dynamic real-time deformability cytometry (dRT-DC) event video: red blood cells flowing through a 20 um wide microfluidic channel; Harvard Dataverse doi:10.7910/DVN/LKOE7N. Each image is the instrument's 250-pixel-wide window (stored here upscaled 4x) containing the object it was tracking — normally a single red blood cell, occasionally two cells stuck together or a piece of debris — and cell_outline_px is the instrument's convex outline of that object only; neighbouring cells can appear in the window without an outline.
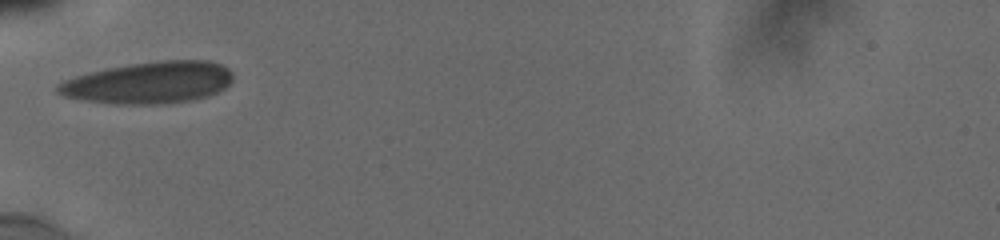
{"species": "human", "species_latin": "Homo sapiens", "temperature_condition": "cold", "stored_images_in_passage": 24, "camera_frame_rate_fps": 3000, "um_per_image_px": 0.085, "donor": {"sex": "male"}, "frame": {"image": 1, "passage_image": 1, "time_ms": 0.0, "image_size_px": [1000, 240], "cell_outline_px": [[232, 80], [224, 88], [208, 96], [192, 100], [156, 104], [116, 104], [84, 100], [64, 96], [56, 92], [56, 84], [64, 80], [88, 72], [128, 64], [160, 60], [208, 60], [220, 64], [228, 68], [232, 72]], "centroid_in_image_um": [12.64, 7.01], "position_along_channel_um": 72.4, "area_um2": 42.66}}
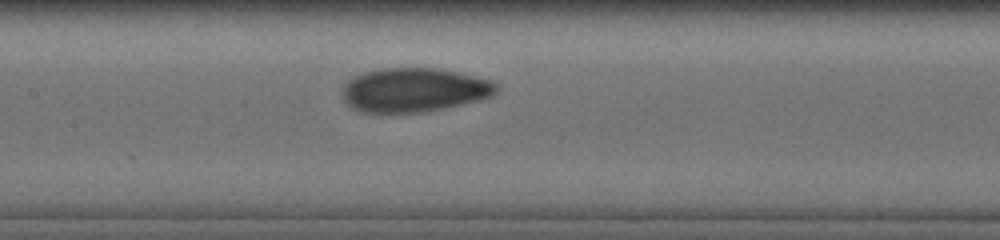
{"frame": {"image": 2, "passage_image": 8, "time_ms": 2.667, "image_size_px": [1000, 240], "cell_outline_px": [[500, 88], [492, 96], [444, 108], [424, 112], [360, 112], [352, 108], [344, 100], [340, 92], [344, 84], [352, 76], [364, 72], [380, 68], [440, 68], [476, 76], [492, 80]], "centroid_in_image_um": [35.17, 7.63], "position_along_channel_um": 172.2, "area_um2": 39.77}}
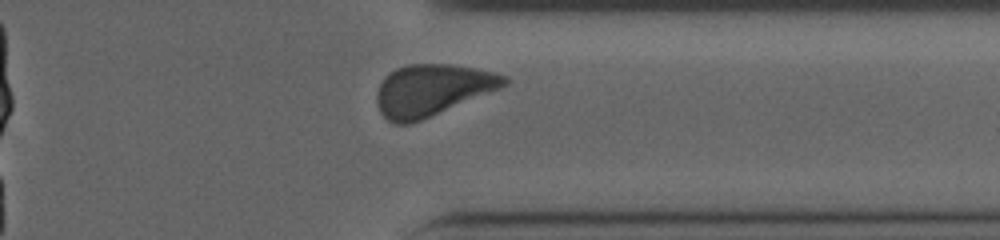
{"frame": {"image": 3, "passage_image": 22, "time_ms": 8.0, "image_size_px": [1000, 240], "cell_outline_px": [[508, 84], [500, 88], [420, 120], [408, 124], [396, 124], [388, 120], [380, 112], [376, 100], [376, 96], [380, 84], [384, 76], [388, 72], [396, 68], [408, 64], [452, 64], [476, 68], [496, 72], [508, 76]], "centroid_in_image_um": [36.72, 7.63], "position_along_channel_um": 374.7, "area_um2": 38.09}, "authors_computed_cell_mechanics": {"area_um2": 38.6682, "velocity_mm_per_s": 3.8082, "shape_relaxation_time_tau1_ms": 3.2603, "shape_relaxation_time_tau2_ms": 1.2259, "deformation_change_tau1": 0.1218, "deformation_change_tau2": 0.0543}}